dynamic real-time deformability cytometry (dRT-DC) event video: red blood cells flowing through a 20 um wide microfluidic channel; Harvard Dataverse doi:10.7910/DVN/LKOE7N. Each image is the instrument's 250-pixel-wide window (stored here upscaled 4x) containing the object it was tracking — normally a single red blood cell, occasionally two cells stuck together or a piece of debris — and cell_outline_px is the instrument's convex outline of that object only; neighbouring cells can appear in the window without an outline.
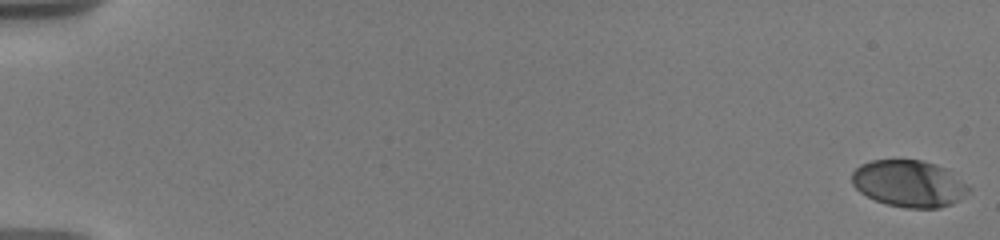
{"species": "human", "species_latin": "Homo sapiens", "temperature_condition": "warm", "stored_images_in_passage": 36, "camera_frame_rate_fps": 3000, "um_per_image_px": 0.085, "donor": {"sex": "male"}, "frame": {"image": 1, "passage_image": 1, "time_ms": 0.0, "image_size_px": [1000, 240], "cell_outline_px": [[968, 188], [960, 200], [952, 204], [940, 208], [904, 208], [888, 204], [876, 200], [860, 192], [852, 184], [852, 172], [860, 164], [872, 160], [920, 160], [948, 168], [968, 184]], "centroid_in_image_um": [77.27, 15.6], "position_along_channel_um": 7.7, "area_um2": 31.85}}
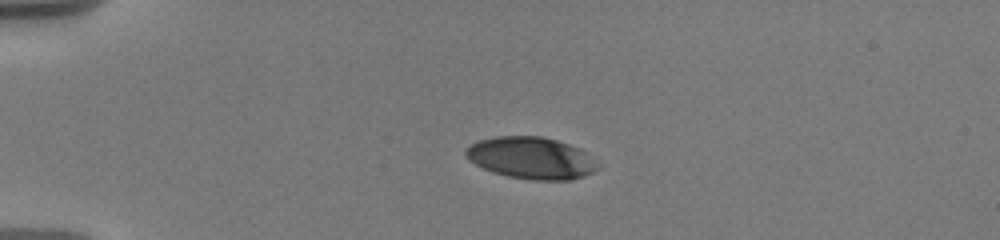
{"frame": {"image": 2, "passage_image": 24, "time_ms": 4.667, "image_size_px": [1000, 240], "cell_outline_px": [[600, 168], [584, 176], [572, 180], [532, 180], [508, 176], [492, 172], [476, 164], [464, 152], [472, 144], [480, 140], [496, 136], [540, 136], [556, 140], [580, 148]], "centroid_in_image_um": [45.16, 13.43], "position_along_channel_um": 39.8, "area_um2": 31.73}}